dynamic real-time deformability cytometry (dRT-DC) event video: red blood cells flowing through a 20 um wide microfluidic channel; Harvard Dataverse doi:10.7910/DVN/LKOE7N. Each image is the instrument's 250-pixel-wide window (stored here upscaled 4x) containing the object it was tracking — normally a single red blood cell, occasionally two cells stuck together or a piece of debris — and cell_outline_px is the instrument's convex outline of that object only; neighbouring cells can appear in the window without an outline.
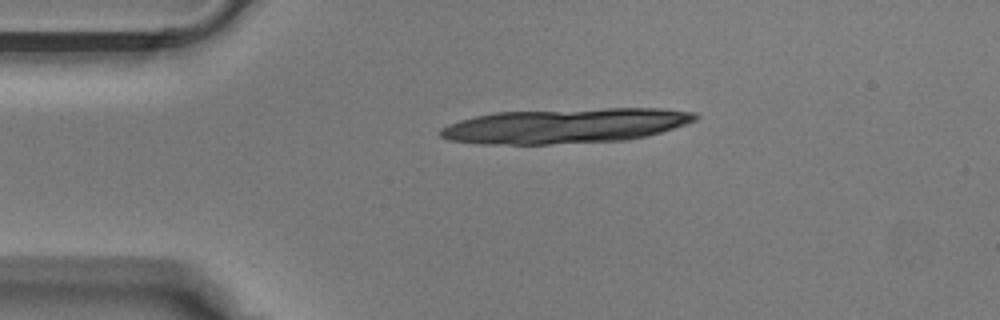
{"species": "Egyptian fruit bat (a non-hibernating species)", "species_latin": "Rousettus aegyptiacus", "temperature_condition": "warm", "stored_images_in_passage": 9, "camera_frame_rate_fps": 3000, "um_per_image_px": 0.085, "animal": {"sex": "male"}, "frame": {"image": 1, "passage_image": 6, "time_ms": 1.667, "image_size_px": [1000, 320], "cell_outline_px": [[688, 116], [684, 120], [676, 124], [664, 128], [648, 132], [628, 136], [564, 136], [548, 116], [592, 112], [668, 112]], "centroid_in_image_um": [52.2, 10.46], "position_along_channel_um": 32.8, "area_um2": 19.02}}